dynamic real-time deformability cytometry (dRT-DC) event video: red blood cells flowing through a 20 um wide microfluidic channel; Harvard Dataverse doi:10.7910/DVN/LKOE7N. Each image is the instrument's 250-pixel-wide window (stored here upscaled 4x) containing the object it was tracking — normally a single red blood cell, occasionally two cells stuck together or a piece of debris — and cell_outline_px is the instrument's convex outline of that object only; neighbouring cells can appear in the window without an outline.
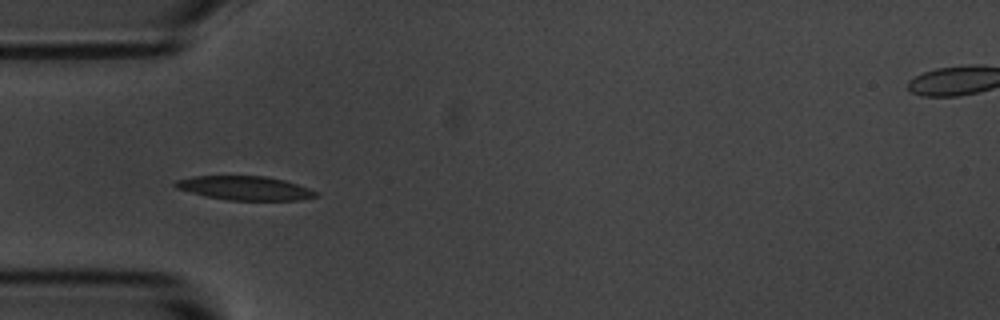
{"species": "common noctule bat (a hibernating species)", "species_latin": "Nyctalus noctula", "temperature_condition": "room temperature", "stored_images_in_passage": 9, "camera_frame_rate_fps": 3000, "um_per_image_px": 0.085, "animal": {"sex": "male", "body_mass_g": 20.1, "forearm_length_mm": 53.5}, "frame": {"image": 1, "passage_image": 4, "time_ms": 3.333, "image_size_px": [1000, 320], "cell_outline_px": [[320, 196], [300, 200], [228, 200], [204, 196], [176, 188], [172, 184], [176, 180], [192, 176], [264, 176], [284, 180], [308, 188], [316, 192]], "centroid_in_image_um": [20.78, 15.99], "position_along_channel_um": 64.2, "area_um2": 19.59}}
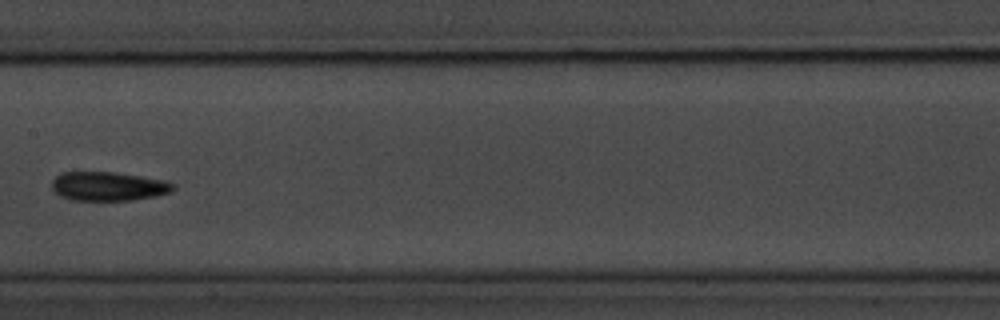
{"frame": {"image": 2, "passage_image": 7, "time_ms": 7.0, "image_size_px": [1000, 320], "cell_outline_px": [[176, 188], [172, 192], [156, 196], [132, 200], [68, 200], [60, 196], [52, 188], [52, 180], [60, 172], [116, 172], [168, 180], [176, 184]], "centroid_in_image_um": [9.26, 15.83], "position_along_channel_um": 198.1, "area_um2": 20.87}}
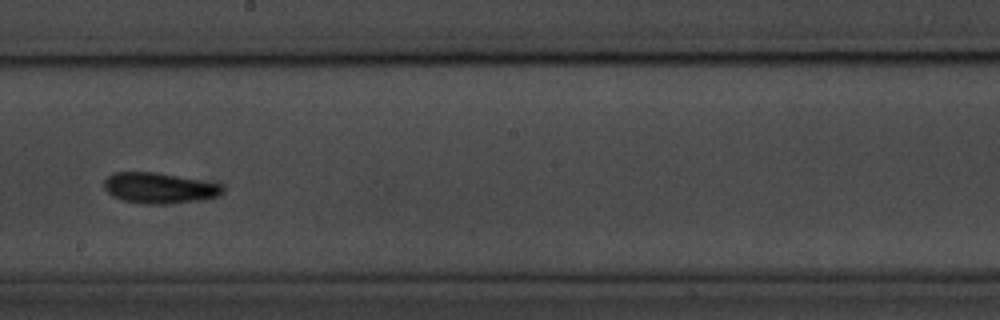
{"frame": {"image": 3, "passage_image": 8, "time_ms": 8.0, "image_size_px": [1000, 320], "cell_outline_px": [[224, 192], [220, 196], [200, 200], [172, 204], [144, 204], [120, 200], [112, 196], [104, 188], [104, 180], [108, 176], [116, 172], [156, 172], [224, 184]], "centroid_in_image_um": [13.57, 15.99], "position_along_channel_um": 234.6, "area_um2": 21.56}}